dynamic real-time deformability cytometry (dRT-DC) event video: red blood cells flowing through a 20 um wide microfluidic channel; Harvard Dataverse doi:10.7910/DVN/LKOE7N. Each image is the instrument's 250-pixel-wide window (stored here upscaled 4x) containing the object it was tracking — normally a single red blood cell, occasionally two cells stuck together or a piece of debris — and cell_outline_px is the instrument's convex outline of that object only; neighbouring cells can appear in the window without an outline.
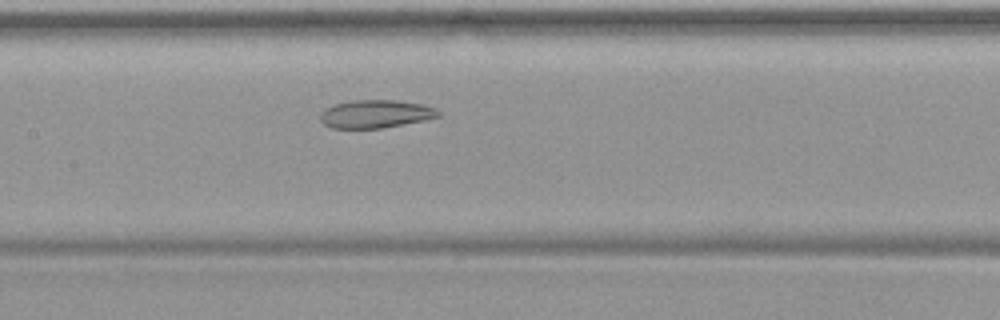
{"species": "common noctule bat (a hibernating species)", "species_latin": "Nyctalus noctula", "temperature_condition": "warm", "stored_images_in_passage": 39, "camera_frame_rate_fps": 3000, "um_per_image_px": 0.085, "animal": {"sex": "female", "body_mass_g": 19.9}, "frame": {"image": 1, "passage_image": 14, "time_ms": 4.333, "image_size_px": [1000, 320], "cell_outline_px": [[440, 116], [424, 120], [384, 128], [332, 128], [324, 124], [320, 120], [320, 112], [324, 108], [336, 104], [352, 100], [396, 100], [424, 104], [436, 108], [440, 112]], "centroid_in_image_um": [31.93, 9.68], "position_along_channel_um": 175.5, "area_um2": 19.42}}
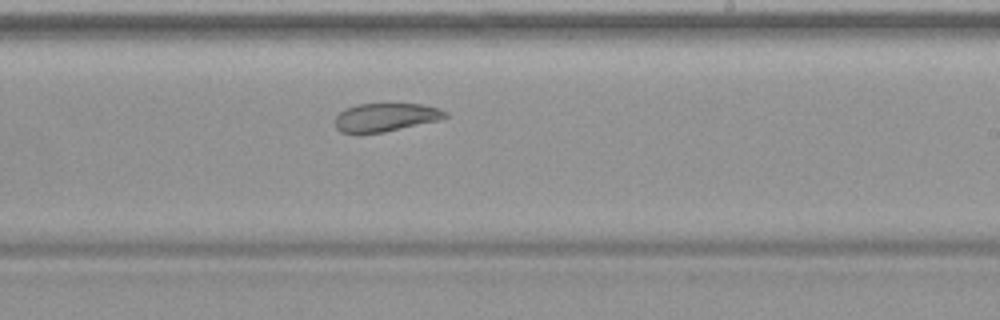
{"frame": {"image": 2, "passage_image": 20, "time_ms": 6.333, "image_size_px": [1000, 320], "cell_outline_px": [[448, 116], [436, 120], [384, 132], [356, 136], [340, 132], [336, 128], [336, 116], [344, 108], [356, 104], [420, 104], [440, 108], [448, 112]], "centroid_in_image_um": [32.69, 9.99], "position_along_channel_um": 256.3, "area_um2": 18.5}}
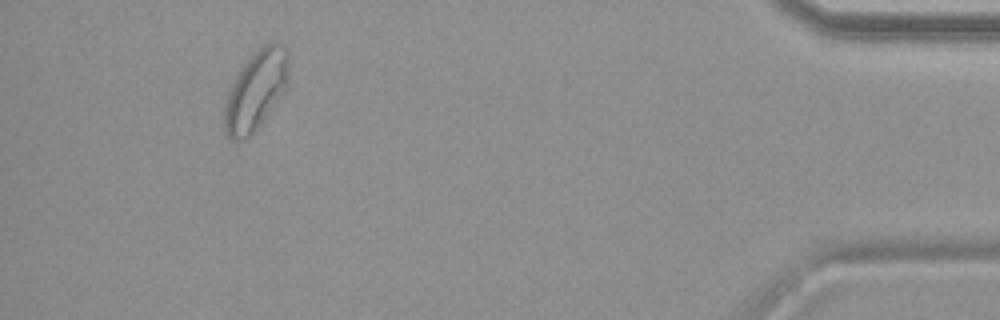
{"frame": {"image": 3, "passage_image": 36, "time_ms": 11.667, "image_size_px": [1000, 320], "cell_outline_px": [[288, 84], [284, 92], [264, 120], [248, 136], [240, 140], [232, 140], [224, 132], [224, 100], [236, 76], [244, 64], [264, 44], [276, 40], [284, 44], [288, 52]], "centroid_in_image_um": [21.76, 7.67], "position_along_channel_um": 413.4, "area_um2": 29.65}}